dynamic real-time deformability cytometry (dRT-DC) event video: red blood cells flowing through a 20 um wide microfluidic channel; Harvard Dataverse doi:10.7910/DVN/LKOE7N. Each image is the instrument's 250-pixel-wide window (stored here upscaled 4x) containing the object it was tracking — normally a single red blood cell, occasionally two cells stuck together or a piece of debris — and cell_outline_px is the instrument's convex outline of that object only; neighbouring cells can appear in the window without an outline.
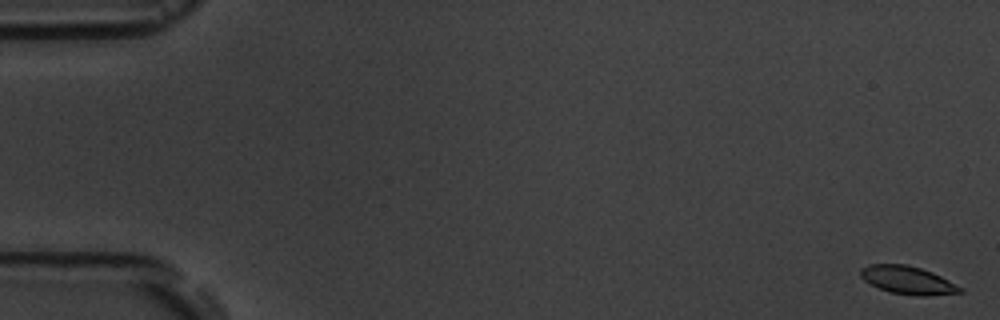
{"species": "common noctule bat (a hibernating species)", "species_latin": "Nyctalus noctula", "temperature_condition": "room temperature", "stored_images_in_passage": 6, "camera_frame_rate_fps": 3000, "um_per_image_px": 0.085, "animal": {"sex": "male", "body_mass_g": 19.5, "forearm_length_mm": 54.6}, "frame": {"image": 1, "passage_image": 1, "time_ms": 0.0, "image_size_px": [1000, 320], "cell_outline_px": [[964, 292], [928, 296], [916, 296], [892, 292], [880, 288], [864, 280], [860, 276], [860, 268], [868, 264], [904, 264], [920, 268], [932, 272], [964, 288]], "centroid_in_image_um": [77.18, 23.81], "position_along_channel_um": 7.8, "area_um2": 16.18}}